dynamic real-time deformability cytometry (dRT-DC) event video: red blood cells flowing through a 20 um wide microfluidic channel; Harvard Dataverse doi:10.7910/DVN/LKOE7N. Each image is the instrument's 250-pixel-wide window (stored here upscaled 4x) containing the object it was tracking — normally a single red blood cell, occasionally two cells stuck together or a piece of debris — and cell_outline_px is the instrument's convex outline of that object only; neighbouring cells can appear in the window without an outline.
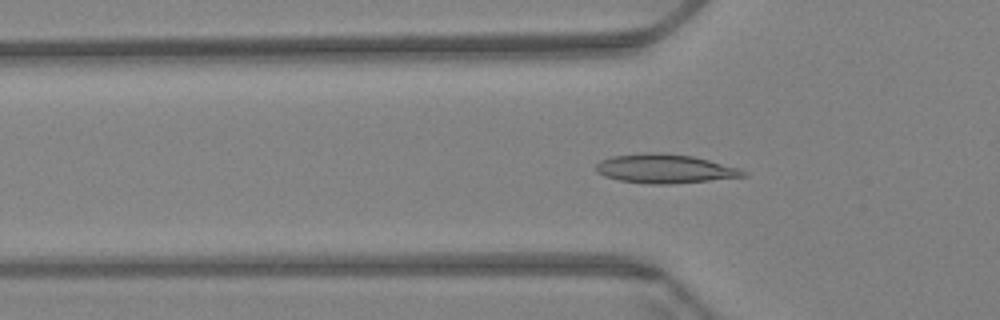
{"species": "Egyptian fruit bat (a non-hibernating species)", "species_latin": "Rousettus aegyptiacus", "temperature_condition": "warm", "stored_images_in_passage": 61, "camera_frame_rate_fps": 3000, "um_per_image_px": 0.085, "animal": {"sex": "female"}, "frame": {"image": 1, "passage_image": 20, "time_ms": 6.333, "image_size_px": [1000, 320], "cell_outline_px": [[748, 176], [672, 184], [652, 184], [620, 180], [604, 176], [596, 172], [596, 164], [600, 160], [612, 156], [644, 152], [664, 152], [692, 156], [740, 168], [748, 172]], "centroid_in_image_um": [56.52, 14.33], "position_along_channel_um": 69.3, "area_um2": 25.03}}
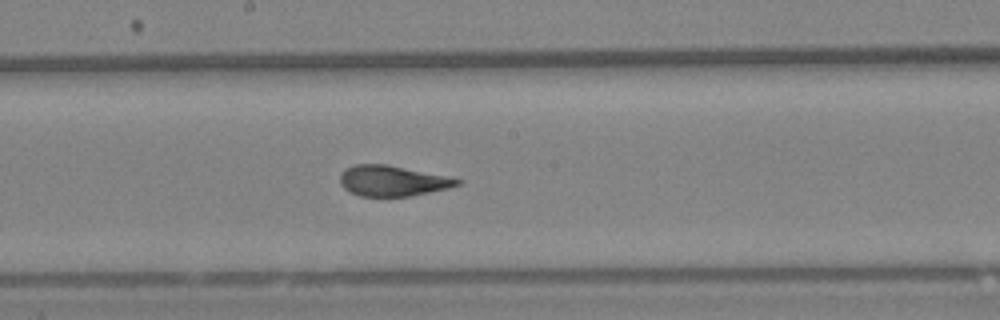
{"frame": {"image": 2, "passage_image": 33, "time_ms": 10.667, "image_size_px": [1000, 320], "cell_outline_px": [[464, 180], [460, 184], [448, 188], [408, 196], [360, 196], [344, 188], [340, 184], [340, 172], [344, 168], [352, 164], [388, 164], [448, 176]], "centroid_in_image_um": [33.34, 15.35], "position_along_channel_um": 214.9, "area_um2": 20.98}}
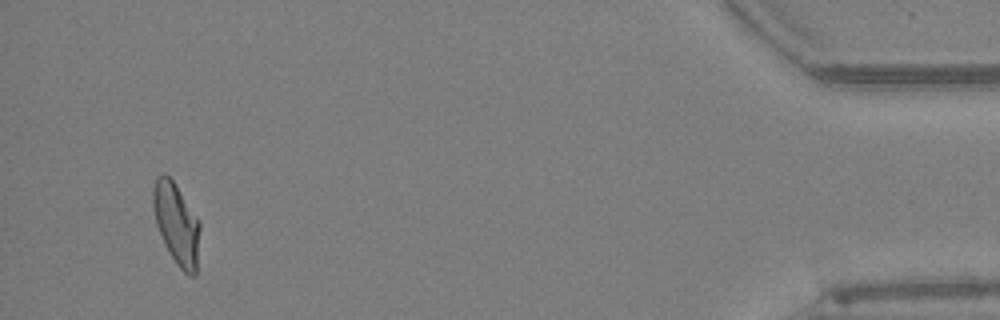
{"frame": {"image": 3, "passage_image": 58, "time_ms": 19.0, "image_size_px": [1000, 320], "cell_outline_px": [[200, 228], [196, 272], [192, 276], [188, 276], [176, 264], [168, 252], [156, 224], [152, 204], [152, 188], [156, 176], [164, 172], [172, 180], [200, 220]], "centroid_in_image_um": [14.99, 19.0], "position_along_channel_um": 420.2, "area_um2": 22.31}, "authors_computed_cell_mechanics": {"area_um2": 22.1374, "velocity_mm_per_s": 3.3718, "shape_relaxation_time_tau1_ms": 7.2734, "shape_relaxation_time_tau2_ms": null, "deformation_change_tau1": 0.2114, "deformation_change_tau2": null}}